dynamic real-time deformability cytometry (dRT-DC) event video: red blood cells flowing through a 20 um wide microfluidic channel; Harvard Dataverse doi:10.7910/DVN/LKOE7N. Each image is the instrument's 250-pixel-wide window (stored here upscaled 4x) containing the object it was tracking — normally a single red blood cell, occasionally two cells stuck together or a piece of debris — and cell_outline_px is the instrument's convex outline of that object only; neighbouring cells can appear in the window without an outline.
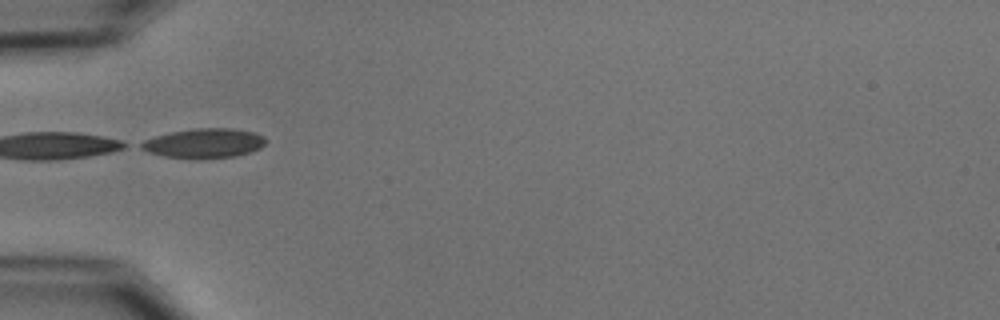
{"species": "common noctule bat (a hibernating species)", "species_latin": "Nyctalus noctula", "temperature_condition": "cold", "stored_images_in_passage": 6, "camera_frame_rate_fps": 3000, "um_per_image_px": 0.085, "animal": {"sex": "male", "body_mass_g": 15.6}, "frame": {"image": 1, "passage_image": 5, "time_ms": 4.333, "image_size_px": [1000, 320], "cell_outline_px": [[264, 144], [260, 148], [252, 152], [236, 156], [200, 160], [196, 160], [164, 156], [148, 152], [140, 148], [136, 144], [144, 140], [156, 136], [172, 132], [196, 128], [232, 128], [252, 132], [264, 136]], "centroid_in_image_um": [17.31, 12.2], "position_along_channel_um": 67.7, "area_um2": 21.73}}